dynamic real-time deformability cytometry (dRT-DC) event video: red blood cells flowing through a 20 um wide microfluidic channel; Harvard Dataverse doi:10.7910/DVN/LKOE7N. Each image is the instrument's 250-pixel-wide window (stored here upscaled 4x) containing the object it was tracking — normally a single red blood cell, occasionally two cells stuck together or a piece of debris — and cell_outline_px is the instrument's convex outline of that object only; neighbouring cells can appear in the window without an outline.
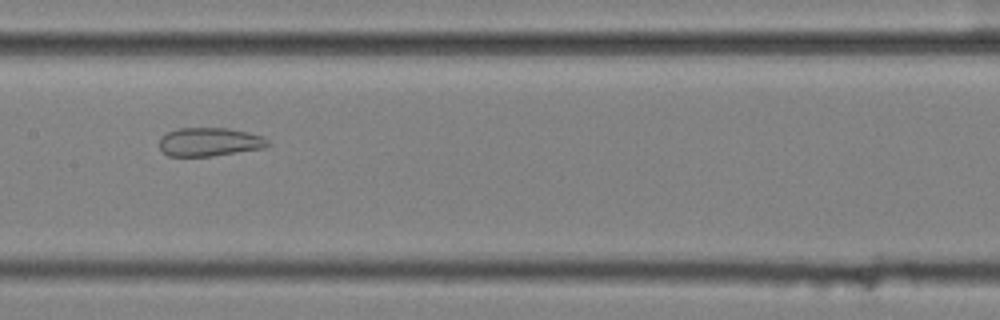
{"species": "common noctule bat (a hibernating species)", "species_latin": "Nyctalus noctula", "temperature_condition": "cold", "stored_images_in_passage": 43, "segment_of_instrument_passage": [2, 2], "camera_frame_rate_fps": 3000, "um_per_image_px": 0.085, "animal": {"sex": "female", "body_mass_g": 25.1}, "frame": {"image": 1, "passage_image": 15, "time_ms": 4.667, "image_size_px": [1000, 320], "cell_outline_px": [[272, 144], [264, 148], [212, 156], [168, 156], [160, 148], [160, 136], [168, 132], [180, 128], [228, 128], [248, 132], [264, 136]], "centroid_in_image_um": [17.84, 12.06], "position_along_channel_um": 189.6, "area_um2": 18.15}}
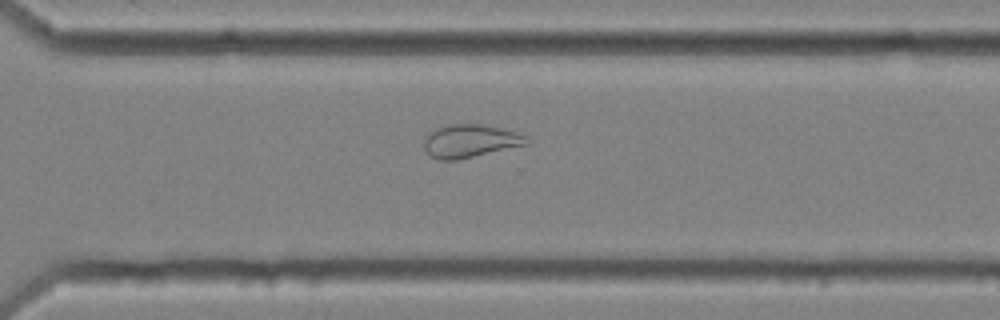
{"frame": {"image": 2, "passage_image": 27, "time_ms": 8.667, "image_size_px": [1000, 320], "cell_outline_px": [[532, 144], [456, 160], [440, 160], [432, 156], [424, 148], [424, 136], [436, 128], [448, 124], [492, 124], [508, 128], [528, 136], [532, 140]], "centroid_in_image_um": [40.08, 11.96], "position_along_channel_um": 330.5, "area_um2": 20.46}}
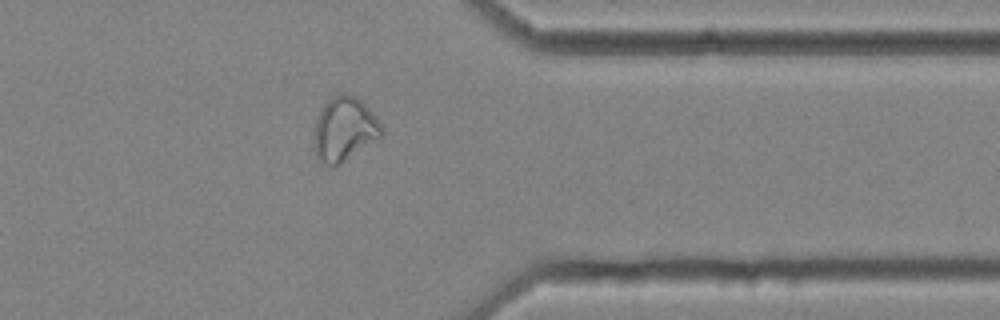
{"frame": {"image": 3, "passage_image": 32, "time_ms": 10.333, "image_size_px": [1000, 320], "cell_outline_px": [[384, 136], [340, 164], [324, 164], [316, 156], [316, 120], [324, 104], [332, 96], [340, 92], [344, 92], [356, 96], [376, 116], [384, 128]], "centroid_in_image_um": [29.34, 10.95], "position_along_channel_um": 382.1, "area_um2": 25.03}}